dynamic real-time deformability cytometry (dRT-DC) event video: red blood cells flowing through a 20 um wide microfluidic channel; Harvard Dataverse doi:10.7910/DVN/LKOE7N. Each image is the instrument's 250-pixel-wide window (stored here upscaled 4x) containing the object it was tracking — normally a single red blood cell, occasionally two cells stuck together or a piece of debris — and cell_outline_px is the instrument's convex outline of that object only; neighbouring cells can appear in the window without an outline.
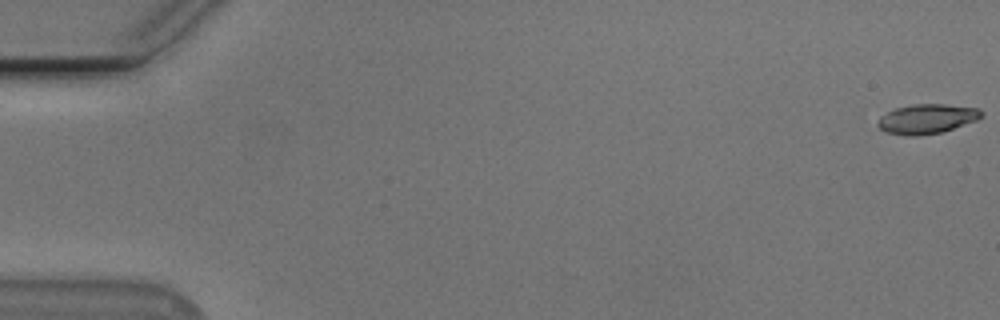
{"species": "Egyptian fruit bat (a non-hibernating species)", "species_latin": "Rousettus aegyptiacus", "temperature_condition": "cold", "stored_images_in_passage": 32, "camera_frame_rate_fps": 3000, "um_per_image_px": 0.085, "animal": {"sex": "male"}, "frame": {"image": 1, "passage_image": 1, "time_ms": 0.0, "image_size_px": [1000, 320], "cell_outline_px": [[984, 116], [976, 120], [940, 132], [916, 136], [904, 136], [888, 132], [880, 128], [876, 124], [880, 116], [896, 108], [912, 104], [944, 104], [980, 108], [984, 112]], "centroid_in_image_um": [78.79, 10.09], "position_along_channel_um": 6.2, "area_um2": 17.8}}
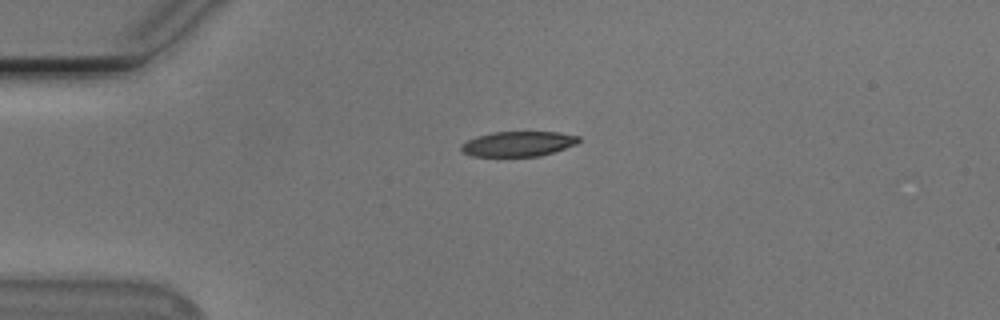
{"frame": {"image": 2, "passage_image": 14, "time_ms": 4.333, "image_size_px": [1000, 320], "cell_outline_px": [[580, 140], [576, 144], [540, 156], [472, 156], [464, 152], [460, 148], [460, 144], [476, 136], [492, 132], [560, 132], [580, 136]], "centroid_in_image_um": [44.04, 12.22], "position_along_channel_um": 41.0, "area_um2": 17.11}}
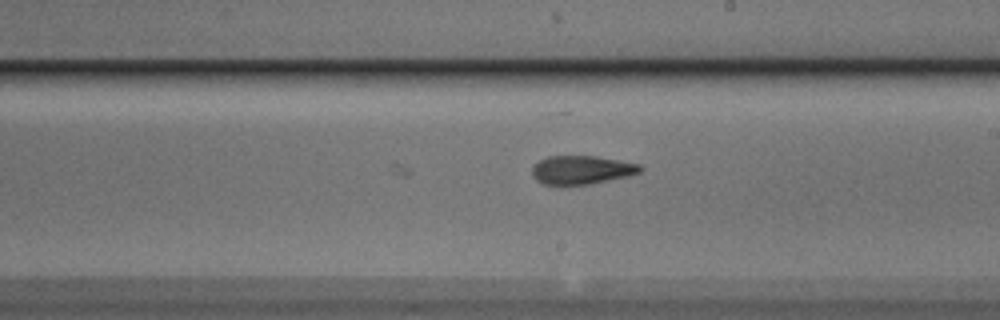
{"frame": {"image": 3, "passage_image": 32, "time_ms": 10.333, "image_size_px": [1000, 320], "cell_outline_px": [[644, 168], [640, 172], [628, 176], [588, 184], [544, 184], [536, 180], [532, 176], [532, 164], [548, 156], [596, 156], [640, 164]], "centroid_in_image_um": [49.42, 14.43], "position_along_channel_um": 239.6, "area_um2": 17.92}}